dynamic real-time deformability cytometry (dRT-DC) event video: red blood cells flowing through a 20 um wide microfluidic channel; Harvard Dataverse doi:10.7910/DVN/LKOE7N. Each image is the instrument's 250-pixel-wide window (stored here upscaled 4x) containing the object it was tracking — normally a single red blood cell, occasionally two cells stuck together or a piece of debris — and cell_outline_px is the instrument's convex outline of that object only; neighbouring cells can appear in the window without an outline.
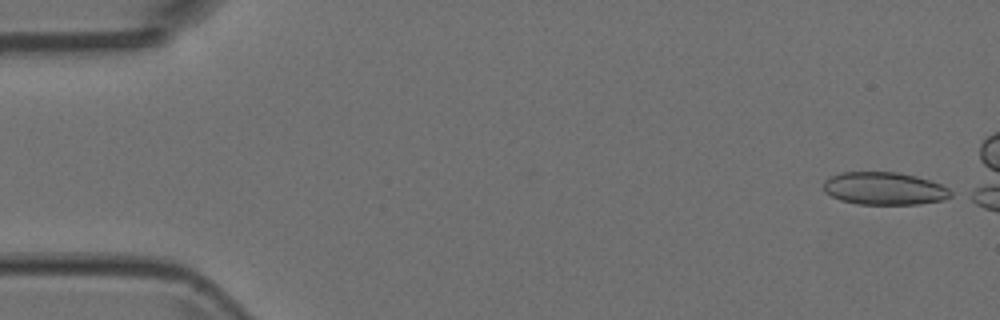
{"species": "Egyptian fruit bat (a non-hibernating species)", "species_latin": "Rousettus aegyptiacus", "temperature_condition": "room temperature", "stored_images_in_passage": 5, "camera_frame_rate_fps": 3000, "um_per_image_px": 0.085, "animal": {"sex": "female"}, "frame": {"image": 1, "passage_image": 1, "time_ms": 0.0, "image_size_px": [1000, 320], "cell_outline_px": [[956, 192], [952, 196], [944, 200], [920, 204], [856, 204], [840, 200], [824, 192], [824, 180], [828, 176], [840, 172], [896, 172], [916, 176], [940, 184]], "centroid_in_image_um": [75.17, 16.02], "position_along_channel_um": 9.8, "area_um2": 24.51}}